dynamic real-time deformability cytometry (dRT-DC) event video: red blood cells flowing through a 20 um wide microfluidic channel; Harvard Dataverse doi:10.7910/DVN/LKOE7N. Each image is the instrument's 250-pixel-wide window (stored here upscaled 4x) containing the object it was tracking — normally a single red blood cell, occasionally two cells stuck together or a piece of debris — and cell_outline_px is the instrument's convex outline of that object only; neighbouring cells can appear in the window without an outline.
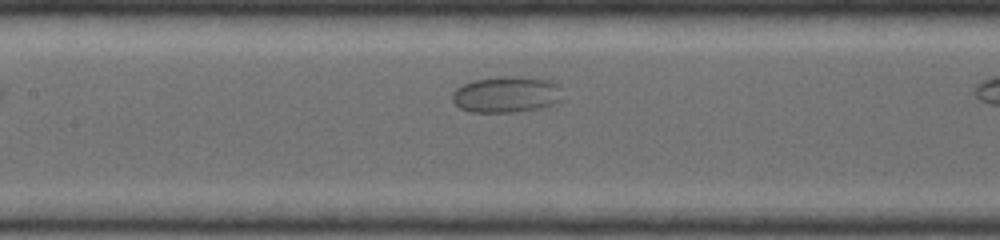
{"species": "common noctule bat (a hibernating species)", "species_latin": "Nyctalus noctula", "temperature_condition": "warm", "stored_images_in_passage": 21, "camera_frame_rate_fps": 5000, "um_per_image_px": 0.085, "animal": {"sex": "female", "body_mass_g": 19.0, "forearm_length_mm": 53.3}, "frame": {"image": 1, "passage_image": 10, "time_ms": 1.8, "image_size_px": [1000, 240], "cell_outline_px": [[564, 100], [556, 104], [540, 108], [516, 112], [468, 112], [460, 108], [452, 100], [452, 92], [456, 88], [472, 80], [496, 76], [516, 76], [548, 80], [556, 84], [560, 88]], "centroid_in_image_um": [43.05, 8.03], "position_along_channel_um": 164.3, "area_um2": 23.64}}
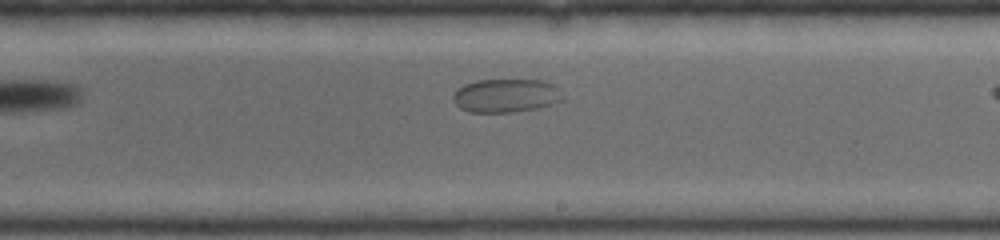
{"frame": {"image": 2, "passage_image": 15, "time_ms": 2.8, "image_size_px": [1000, 240], "cell_outline_px": [[564, 100], [536, 108], [516, 112], [468, 112], [460, 108], [452, 100], [452, 96], [464, 84], [476, 80], [544, 80], [560, 88], [564, 96]], "centroid_in_image_um": [43.03, 8.12], "position_along_channel_um": 246.0, "area_um2": 21.56}}